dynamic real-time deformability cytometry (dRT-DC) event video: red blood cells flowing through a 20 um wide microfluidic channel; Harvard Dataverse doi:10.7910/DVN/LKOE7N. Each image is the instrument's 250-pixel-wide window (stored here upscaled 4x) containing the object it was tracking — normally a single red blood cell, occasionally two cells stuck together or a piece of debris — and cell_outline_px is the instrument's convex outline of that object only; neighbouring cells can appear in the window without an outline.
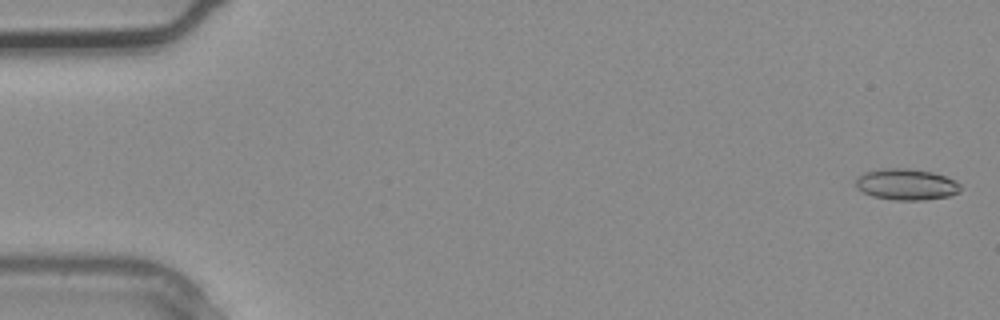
{"species": "common noctule bat (a hibernating species)", "species_latin": "Nyctalus noctula", "temperature_condition": "warm", "stored_images_in_passage": 3, "camera_frame_rate_fps": 3000, "um_per_image_px": 0.085, "animal": {"sex": "male", "body_mass_g": 20.4}, "frame": {"image": 1, "passage_image": 1, "time_ms": 0.0, "image_size_px": [1000, 320], "cell_outline_px": [[960, 192], [948, 196], [924, 200], [896, 200], [872, 196], [856, 188], [856, 180], [864, 172], [880, 168], [908, 168], [932, 172], [956, 180], [960, 184]], "centroid_in_image_um": [77.04, 15.67], "position_along_channel_um": 8.0, "area_um2": 19.07}}
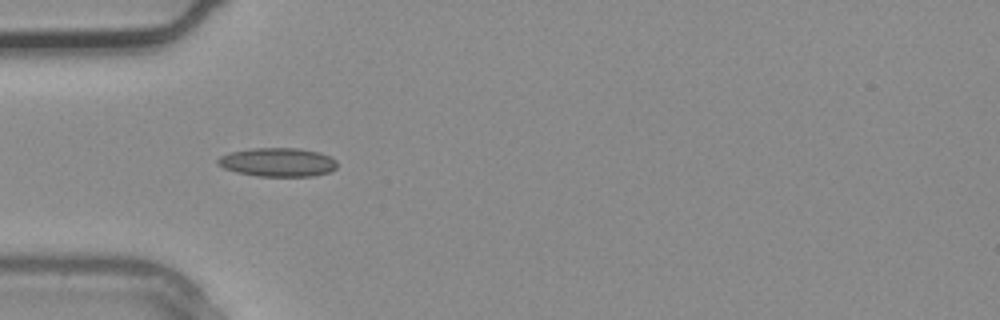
{"frame": {"image": 2, "passage_image": 3, "time_ms": 0.667, "image_size_px": [1000, 320], "cell_outline_px": [[336, 168], [328, 172], [312, 176], [256, 176], [236, 172], [224, 168], [216, 164], [216, 160], [220, 156], [228, 152], [252, 148], [296, 148], [320, 152], [332, 156], [336, 160]], "centroid_in_image_um": [23.58, 13.78], "position_along_channel_um": 61.4, "area_um2": 20.17}}